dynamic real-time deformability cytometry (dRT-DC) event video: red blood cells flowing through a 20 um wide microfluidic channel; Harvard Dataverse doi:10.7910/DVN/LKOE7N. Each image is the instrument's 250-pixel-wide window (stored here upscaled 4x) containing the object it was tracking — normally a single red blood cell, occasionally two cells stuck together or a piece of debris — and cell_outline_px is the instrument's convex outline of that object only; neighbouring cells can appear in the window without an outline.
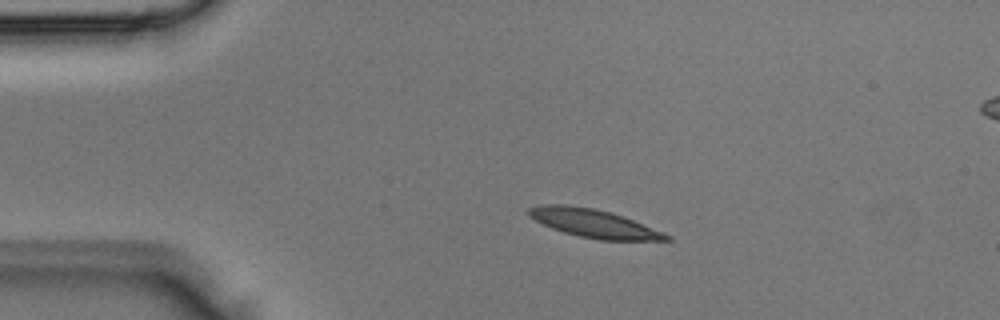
{"species": "Egyptian fruit bat (a non-hibernating species)", "species_latin": "Rousettus aegyptiacus", "temperature_condition": "room temperature", "stored_images_in_passage": 4, "camera_frame_rate_fps": 3000, "um_per_image_px": 0.085, "animal": {"sex": "male"}, "frame": {"image": 1, "passage_image": 2, "time_ms": 0.333, "image_size_px": [1000, 320], "cell_outline_px": [[672, 240], [600, 240], [580, 236], [564, 232], [552, 228], [528, 216], [528, 208], [544, 204], [568, 204], [592, 208], [612, 212], [624, 216], [672, 236]], "centroid_in_image_um": [50.47, 18.98], "position_along_channel_um": 34.5, "area_um2": 22.54}}
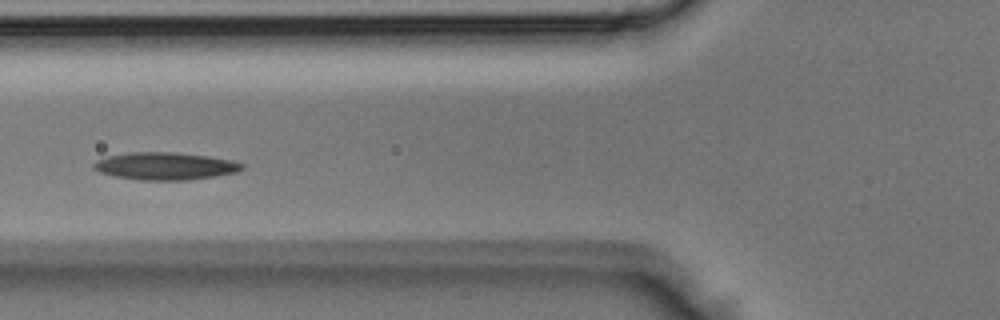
{"frame": {"image": 2, "passage_image": 4, "time_ms": 1.0, "image_size_px": [1000, 320], "cell_outline_px": [[244, 168], [236, 172], [188, 180], [140, 180], [116, 176], [100, 172], [92, 168], [92, 164], [96, 160], [108, 156], [128, 152], [176, 152], [208, 156], [232, 160], [244, 164]], "centroid_in_image_um": [14.02, 14.11], "position_along_channel_um": 111.8, "area_um2": 23.7}}